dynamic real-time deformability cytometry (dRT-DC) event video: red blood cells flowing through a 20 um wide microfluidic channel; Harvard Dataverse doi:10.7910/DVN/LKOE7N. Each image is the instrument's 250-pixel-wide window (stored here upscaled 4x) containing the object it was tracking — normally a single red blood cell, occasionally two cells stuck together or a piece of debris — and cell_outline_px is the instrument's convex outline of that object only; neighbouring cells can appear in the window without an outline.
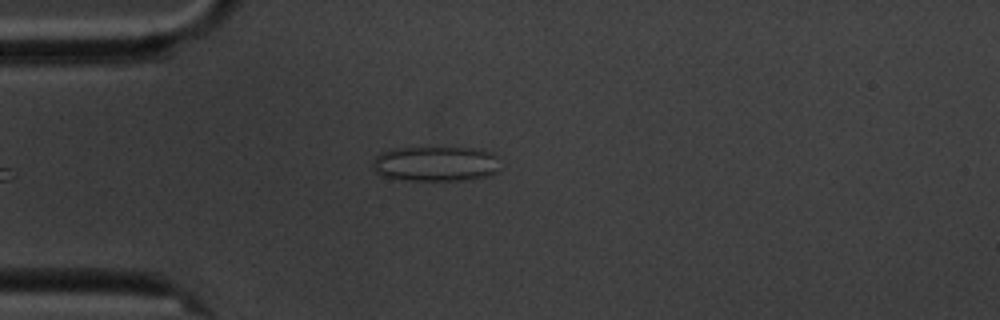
{"species": "common noctule bat (a hibernating species)", "species_latin": "Nyctalus noctula", "temperature_condition": "cold", "stored_images_in_passage": 6, "camera_frame_rate_fps": 3000, "um_per_image_px": 0.085, "animal": {"sex": "male", "body_mass_g": 20.1, "forearm_length_mm": 53.5}, "frame": {"image": 1, "passage_image": 6, "time_ms": 6.0, "image_size_px": [1000, 320], "cell_outline_px": [[496, 172], [488, 176], [464, 180], [404, 180], [380, 176], [372, 168], [372, 164], [376, 156], [380, 152], [392, 148], [480, 148], [492, 152], [496, 168]], "centroid_in_image_um": [36.94, 13.92], "position_along_channel_um": 48.1, "area_um2": 25.95}}